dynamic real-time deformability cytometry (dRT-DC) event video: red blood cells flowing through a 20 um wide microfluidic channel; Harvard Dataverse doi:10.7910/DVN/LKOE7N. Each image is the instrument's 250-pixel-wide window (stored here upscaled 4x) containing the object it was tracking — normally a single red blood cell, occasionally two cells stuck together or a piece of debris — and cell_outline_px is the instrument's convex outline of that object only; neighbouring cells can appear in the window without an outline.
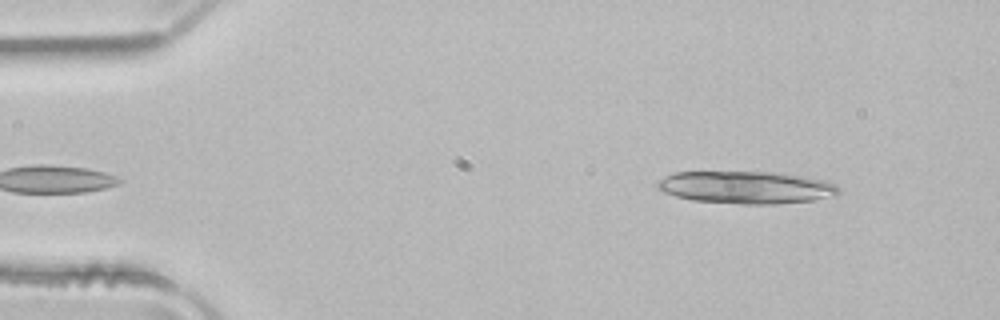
{"species": "common noctule bat (a hibernating species)", "species_latin": "Nyctalus noctula", "temperature_condition": "room temperature", "stored_images_in_passage": 15, "camera_frame_rate_fps": 3000, "um_per_image_px": 0.085, "animal": {"sex": "male", "body_mass_g": 21.5, "forearm_length_mm": 52.0}, "frame": {"image": 1, "passage_image": 1, "time_ms": 0.0, "image_size_px": [1000, 320], "cell_outline_px": [[840, 192], [836, 196], [812, 200], [776, 204], [744, 204], [692, 200], [676, 196], [664, 192], [656, 188], [656, 180], [664, 176], [676, 172], [780, 172], [828, 180], [836, 184], [840, 188]], "centroid_in_image_um": [63.46, 15.92], "position_along_channel_um": 21.5, "area_um2": 34.68}}